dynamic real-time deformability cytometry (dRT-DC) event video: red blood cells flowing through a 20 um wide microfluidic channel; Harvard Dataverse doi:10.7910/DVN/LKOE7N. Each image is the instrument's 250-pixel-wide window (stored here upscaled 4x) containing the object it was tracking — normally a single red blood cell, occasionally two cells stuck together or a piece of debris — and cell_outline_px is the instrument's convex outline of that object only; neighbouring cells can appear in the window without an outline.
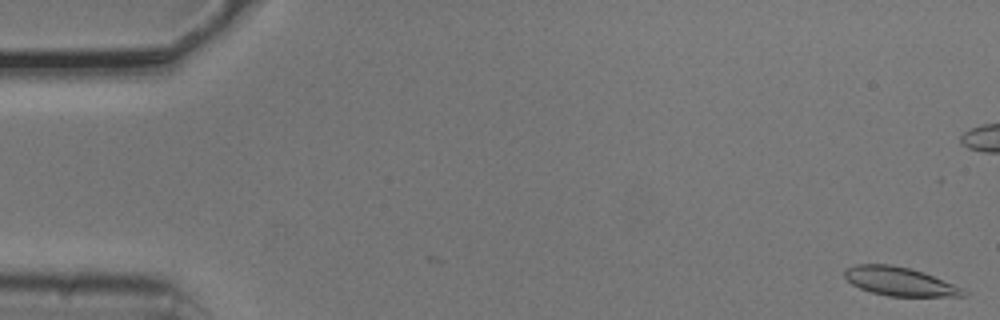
{"species": "common noctule bat (a hibernating species)", "species_latin": "Nyctalus noctula", "temperature_condition": "cold", "stored_images_in_passage": 15, "camera_frame_rate_fps": 3000, "um_per_image_px": 0.085, "animal": {"sex": "male", "body_mass_g": 20.5, "forearm_length_mm": 52.5}, "frame": {"image": 1, "passage_image": 1, "time_ms": 0.0, "image_size_px": [1000, 320], "cell_outline_px": [[968, 292], [964, 296], [888, 296], [872, 292], [860, 288], [852, 284], [844, 276], [844, 268], [856, 264], [892, 264], [924, 272], [952, 284]], "centroid_in_image_um": [76.42, 23.91], "position_along_channel_um": 8.6, "area_um2": 19.65}}